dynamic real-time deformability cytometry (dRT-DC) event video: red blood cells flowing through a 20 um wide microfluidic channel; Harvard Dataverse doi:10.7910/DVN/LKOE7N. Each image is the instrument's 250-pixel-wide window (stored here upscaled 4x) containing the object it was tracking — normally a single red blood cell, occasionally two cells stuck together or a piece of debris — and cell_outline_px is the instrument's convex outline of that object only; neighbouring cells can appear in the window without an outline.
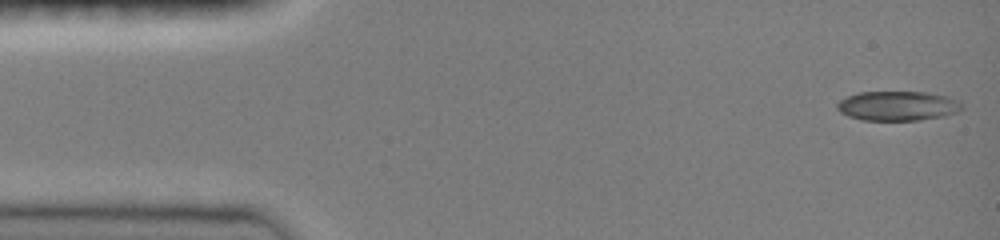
{"species": "common noctule bat (a hibernating species)", "species_latin": "Nyctalus noctula", "temperature_condition": "room temperature", "stored_images_in_passage": 46, "camera_frame_rate_fps": 3000, "um_per_image_px": 0.085, "animal": {"sex": "female", "body_mass_g": 19.0, "forearm_length_mm": 51.5}, "frame": {"image": 1, "passage_image": 1, "time_ms": 0.0, "image_size_px": [1000, 240], "cell_outline_px": [[964, 108], [960, 112], [944, 116], [920, 120], [860, 120], [848, 116], [840, 112], [836, 108], [836, 104], [840, 100], [848, 96], [860, 92], [928, 92], [948, 96], [960, 100], [964, 104]], "centroid_in_image_um": [76.37, 9.0], "position_along_channel_um": 8.6, "area_um2": 21.85}}
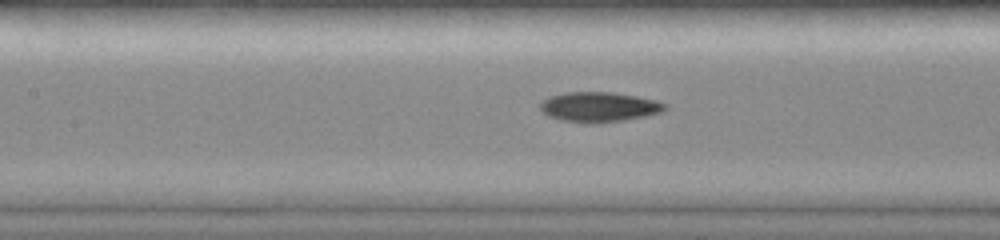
{"frame": {"image": 2, "passage_image": 20, "time_ms": 6.333, "image_size_px": [1000, 240], "cell_outline_px": [[668, 108], [664, 112], [624, 120], [592, 124], [584, 124], [560, 120], [548, 116], [540, 108], [540, 104], [548, 96], [564, 92], [612, 92], [636, 96], [656, 100], [668, 104]], "centroid_in_image_um": [50.93, 9.1], "position_along_channel_um": 156.5, "area_um2": 22.08}}
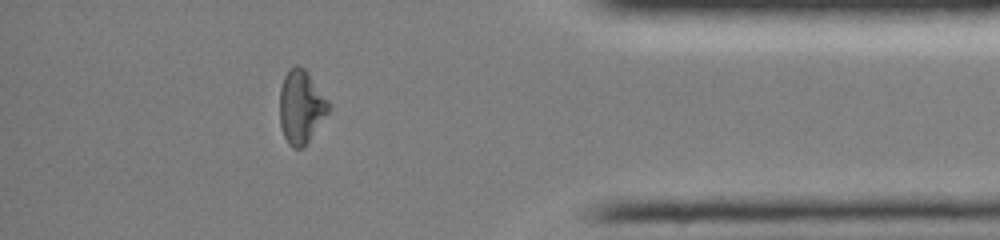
{"frame": {"image": 3, "passage_image": 40, "time_ms": 13.0, "image_size_px": [1000, 240], "cell_outline_px": [[332, 108], [308, 140], [300, 148], [292, 148], [288, 144], [284, 136], [280, 124], [280, 88], [284, 76], [288, 68], [296, 64], [304, 68], [308, 72], [332, 104]], "centroid_in_image_um": [25.6, 9.03], "position_along_channel_um": 409.6, "area_um2": 21.04}, "authors_computed_cell_mechanics": {"area_um2": 21.1837, "velocity_mm_per_s": 4.1004, "shape_relaxation_time_tau1_ms": null, "shape_relaxation_time_tau2_ms": 3.7409, "deformation_change_tau1": null, "deformation_change_tau2": 0.0654}}